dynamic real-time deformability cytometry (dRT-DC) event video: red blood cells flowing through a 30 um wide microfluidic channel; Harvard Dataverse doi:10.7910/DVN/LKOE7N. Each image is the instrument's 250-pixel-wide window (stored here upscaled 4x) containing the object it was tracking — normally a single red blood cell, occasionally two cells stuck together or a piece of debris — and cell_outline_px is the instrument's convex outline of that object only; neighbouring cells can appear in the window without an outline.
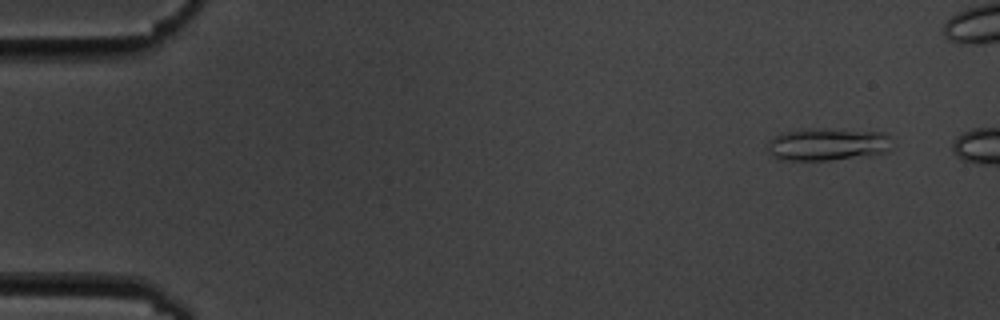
{"species": "common noctule bat (a hibernating species)", "species_latin": "Nyctalus noctula", "temperature_condition": "cold", "stored_images_in_passage": 6, "camera_frame_rate_fps": 3000, "um_per_image_px": 0.085, "animal": {"sex": "male", "body_mass_g": 19.5, "forearm_length_mm": 54.6}, "frame": {"image": 1, "passage_image": 2, "time_ms": 1.0, "image_size_px": [1000, 320], "cell_outline_px": [[888, 152], [868, 156], [828, 160], [780, 160], [772, 156], [768, 152], [768, 140], [772, 136], [780, 132], [800, 128], [832, 128], [884, 132], [888, 136]], "centroid_in_image_um": [70.25, 12.25], "position_along_channel_um": 14.7, "area_um2": 24.16}}